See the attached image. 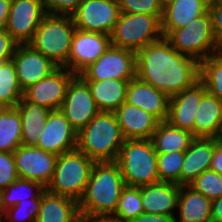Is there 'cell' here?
<instances>
[{
  "mask_svg": "<svg viewBox=\"0 0 222 222\" xmlns=\"http://www.w3.org/2000/svg\"><path fill=\"white\" fill-rule=\"evenodd\" d=\"M125 186L115 161L95 162L85 193L78 202L82 222H106L115 213Z\"/></svg>",
  "mask_w": 222,
  "mask_h": 222,
  "instance_id": "2",
  "label": "cell"
},
{
  "mask_svg": "<svg viewBox=\"0 0 222 222\" xmlns=\"http://www.w3.org/2000/svg\"><path fill=\"white\" fill-rule=\"evenodd\" d=\"M207 92L205 84L199 80L193 86L170 97L167 122L194 135L197 110L203 95Z\"/></svg>",
  "mask_w": 222,
  "mask_h": 222,
  "instance_id": "18",
  "label": "cell"
},
{
  "mask_svg": "<svg viewBox=\"0 0 222 222\" xmlns=\"http://www.w3.org/2000/svg\"><path fill=\"white\" fill-rule=\"evenodd\" d=\"M13 156L19 178L37 181L47 187L54 174L57 155L36 146L20 145Z\"/></svg>",
  "mask_w": 222,
  "mask_h": 222,
  "instance_id": "14",
  "label": "cell"
},
{
  "mask_svg": "<svg viewBox=\"0 0 222 222\" xmlns=\"http://www.w3.org/2000/svg\"><path fill=\"white\" fill-rule=\"evenodd\" d=\"M74 76L67 68L58 67L50 75L24 90L23 98L50 111L59 110L68 84Z\"/></svg>",
  "mask_w": 222,
  "mask_h": 222,
  "instance_id": "13",
  "label": "cell"
},
{
  "mask_svg": "<svg viewBox=\"0 0 222 222\" xmlns=\"http://www.w3.org/2000/svg\"><path fill=\"white\" fill-rule=\"evenodd\" d=\"M165 38L177 52L199 63L222 50L214 35L209 12L193 19L185 27L171 31Z\"/></svg>",
  "mask_w": 222,
  "mask_h": 222,
  "instance_id": "7",
  "label": "cell"
},
{
  "mask_svg": "<svg viewBox=\"0 0 222 222\" xmlns=\"http://www.w3.org/2000/svg\"><path fill=\"white\" fill-rule=\"evenodd\" d=\"M119 14L118 0H82L71 17L78 30L111 35Z\"/></svg>",
  "mask_w": 222,
  "mask_h": 222,
  "instance_id": "10",
  "label": "cell"
},
{
  "mask_svg": "<svg viewBox=\"0 0 222 222\" xmlns=\"http://www.w3.org/2000/svg\"><path fill=\"white\" fill-rule=\"evenodd\" d=\"M118 3L121 13H142L162 19L163 8L158 0H118Z\"/></svg>",
  "mask_w": 222,
  "mask_h": 222,
  "instance_id": "38",
  "label": "cell"
},
{
  "mask_svg": "<svg viewBox=\"0 0 222 222\" xmlns=\"http://www.w3.org/2000/svg\"><path fill=\"white\" fill-rule=\"evenodd\" d=\"M12 0H0V29H6Z\"/></svg>",
  "mask_w": 222,
  "mask_h": 222,
  "instance_id": "45",
  "label": "cell"
},
{
  "mask_svg": "<svg viewBox=\"0 0 222 222\" xmlns=\"http://www.w3.org/2000/svg\"><path fill=\"white\" fill-rule=\"evenodd\" d=\"M12 60L23 91L58 68L50 59L28 43L17 45Z\"/></svg>",
  "mask_w": 222,
  "mask_h": 222,
  "instance_id": "16",
  "label": "cell"
},
{
  "mask_svg": "<svg viewBox=\"0 0 222 222\" xmlns=\"http://www.w3.org/2000/svg\"><path fill=\"white\" fill-rule=\"evenodd\" d=\"M75 30L71 15L46 14L28 44L58 67L68 69V57Z\"/></svg>",
  "mask_w": 222,
  "mask_h": 222,
  "instance_id": "4",
  "label": "cell"
},
{
  "mask_svg": "<svg viewBox=\"0 0 222 222\" xmlns=\"http://www.w3.org/2000/svg\"><path fill=\"white\" fill-rule=\"evenodd\" d=\"M82 0H43L47 14L71 15Z\"/></svg>",
  "mask_w": 222,
  "mask_h": 222,
  "instance_id": "40",
  "label": "cell"
},
{
  "mask_svg": "<svg viewBox=\"0 0 222 222\" xmlns=\"http://www.w3.org/2000/svg\"><path fill=\"white\" fill-rule=\"evenodd\" d=\"M76 144L77 132L64 114L60 110L50 111L36 147L58 156L75 150Z\"/></svg>",
  "mask_w": 222,
  "mask_h": 222,
  "instance_id": "17",
  "label": "cell"
},
{
  "mask_svg": "<svg viewBox=\"0 0 222 222\" xmlns=\"http://www.w3.org/2000/svg\"><path fill=\"white\" fill-rule=\"evenodd\" d=\"M174 0H158L161 7L164 9L167 5L171 4Z\"/></svg>",
  "mask_w": 222,
  "mask_h": 222,
  "instance_id": "47",
  "label": "cell"
},
{
  "mask_svg": "<svg viewBox=\"0 0 222 222\" xmlns=\"http://www.w3.org/2000/svg\"><path fill=\"white\" fill-rule=\"evenodd\" d=\"M208 6L205 0H174L163 9L161 19L163 37L206 14Z\"/></svg>",
  "mask_w": 222,
  "mask_h": 222,
  "instance_id": "24",
  "label": "cell"
},
{
  "mask_svg": "<svg viewBox=\"0 0 222 222\" xmlns=\"http://www.w3.org/2000/svg\"><path fill=\"white\" fill-rule=\"evenodd\" d=\"M59 110L77 133L100 112L87 82L80 75H75L68 84Z\"/></svg>",
  "mask_w": 222,
  "mask_h": 222,
  "instance_id": "11",
  "label": "cell"
},
{
  "mask_svg": "<svg viewBox=\"0 0 222 222\" xmlns=\"http://www.w3.org/2000/svg\"><path fill=\"white\" fill-rule=\"evenodd\" d=\"M79 75L85 81L132 80L136 77V53L110 45L93 64H90Z\"/></svg>",
  "mask_w": 222,
  "mask_h": 222,
  "instance_id": "9",
  "label": "cell"
},
{
  "mask_svg": "<svg viewBox=\"0 0 222 222\" xmlns=\"http://www.w3.org/2000/svg\"><path fill=\"white\" fill-rule=\"evenodd\" d=\"M170 97L137 77L129 81L126 102L155 116L160 122L168 117Z\"/></svg>",
  "mask_w": 222,
  "mask_h": 222,
  "instance_id": "20",
  "label": "cell"
},
{
  "mask_svg": "<svg viewBox=\"0 0 222 222\" xmlns=\"http://www.w3.org/2000/svg\"><path fill=\"white\" fill-rule=\"evenodd\" d=\"M40 209V199L22 200L2 212V222H35Z\"/></svg>",
  "mask_w": 222,
  "mask_h": 222,
  "instance_id": "37",
  "label": "cell"
},
{
  "mask_svg": "<svg viewBox=\"0 0 222 222\" xmlns=\"http://www.w3.org/2000/svg\"><path fill=\"white\" fill-rule=\"evenodd\" d=\"M110 36L111 45L137 53L163 37L161 20L155 15L120 12Z\"/></svg>",
  "mask_w": 222,
  "mask_h": 222,
  "instance_id": "8",
  "label": "cell"
},
{
  "mask_svg": "<svg viewBox=\"0 0 222 222\" xmlns=\"http://www.w3.org/2000/svg\"><path fill=\"white\" fill-rule=\"evenodd\" d=\"M18 178L13 152L0 151V191L6 189Z\"/></svg>",
  "mask_w": 222,
  "mask_h": 222,
  "instance_id": "39",
  "label": "cell"
},
{
  "mask_svg": "<svg viewBox=\"0 0 222 222\" xmlns=\"http://www.w3.org/2000/svg\"><path fill=\"white\" fill-rule=\"evenodd\" d=\"M210 169L222 175V139L216 138L215 152Z\"/></svg>",
  "mask_w": 222,
  "mask_h": 222,
  "instance_id": "44",
  "label": "cell"
},
{
  "mask_svg": "<svg viewBox=\"0 0 222 222\" xmlns=\"http://www.w3.org/2000/svg\"><path fill=\"white\" fill-rule=\"evenodd\" d=\"M46 14L43 0H12L6 31L18 44H27Z\"/></svg>",
  "mask_w": 222,
  "mask_h": 222,
  "instance_id": "12",
  "label": "cell"
},
{
  "mask_svg": "<svg viewBox=\"0 0 222 222\" xmlns=\"http://www.w3.org/2000/svg\"><path fill=\"white\" fill-rule=\"evenodd\" d=\"M94 163L77 149L58 155L53 177L46 189L79 202L85 193Z\"/></svg>",
  "mask_w": 222,
  "mask_h": 222,
  "instance_id": "6",
  "label": "cell"
},
{
  "mask_svg": "<svg viewBox=\"0 0 222 222\" xmlns=\"http://www.w3.org/2000/svg\"><path fill=\"white\" fill-rule=\"evenodd\" d=\"M157 155L151 139H125L115 161L125 185L140 187L158 182Z\"/></svg>",
  "mask_w": 222,
  "mask_h": 222,
  "instance_id": "5",
  "label": "cell"
},
{
  "mask_svg": "<svg viewBox=\"0 0 222 222\" xmlns=\"http://www.w3.org/2000/svg\"><path fill=\"white\" fill-rule=\"evenodd\" d=\"M189 186L212 201L222 196V175L208 169L195 178Z\"/></svg>",
  "mask_w": 222,
  "mask_h": 222,
  "instance_id": "36",
  "label": "cell"
},
{
  "mask_svg": "<svg viewBox=\"0 0 222 222\" xmlns=\"http://www.w3.org/2000/svg\"><path fill=\"white\" fill-rule=\"evenodd\" d=\"M212 222H222V196L212 200Z\"/></svg>",
  "mask_w": 222,
  "mask_h": 222,
  "instance_id": "46",
  "label": "cell"
},
{
  "mask_svg": "<svg viewBox=\"0 0 222 222\" xmlns=\"http://www.w3.org/2000/svg\"><path fill=\"white\" fill-rule=\"evenodd\" d=\"M35 222H82L79 204L74 199L45 189L41 194L40 209Z\"/></svg>",
  "mask_w": 222,
  "mask_h": 222,
  "instance_id": "23",
  "label": "cell"
},
{
  "mask_svg": "<svg viewBox=\"0 0 222 222\" xmlns=\"http://www.w3.org/2000/svg\"><path fill=\"white\" fill-rule=\"evenodd\" d=\"M114 113L125 139H151L160 122L151 113L126 101Z\"/></svg>",
  "mask_w": 222,
  "mask_h": 222,
  "instance_id": "21",
  "label": "cell"
},
{
  "mask_svg": "<svg viewBox=\"0 0 222 222\" xmlns=\"http://www.w3.org/2000/svg\"><path fill=\"white\" fill-rule=\"evenodd\" d=\"M212 201L189 185L180 186L176 222H212ZM179 219V220H178ZM178 220V221H177Z\"/></svg>",
  "mask_w": 222,
  "mask_h": 222,
  "instance_id": "26",
  "label": "cell"
},
{
  "mask_svg": "<svg viewBox=\"0 0 222 222\" xmlns=\"http://www.w3.org/2000/svg\"><path fill=\"white\" fill-rule=\"evenodd\" d=\"M208 4H212L218 1H222V0H205Z\"/></svg>",
  "mask_w": 222,
  "mask_h": 222,
  "instance_id": "48",
  "label": "cell"
},
{
  "mask_svg": "<svg viewBox=\"0 0 222 222\" xmlns=\"http://www.w3.org/2000/svg\"><path fill=\"white\" fill-rule=\"evenodd\" d=\"M21 117V145L37 146L50 110L22 98L15 106Z\"/></svg>",
  "mask_w": 222,
  "mask_h": 222,
  "instance_id": "27",
  "label": "cell"
},
{
  "mask_svg": "<svg viewBox=\"0 0 222 222\" xmlns=\"http://www.w3.org/2000/svg\"><path fill=\"white\" fill-rule=\"evenodd\" d=\"M129 222H176V217L173 215L141 213Z\"/></svg>",
  "mask_w": 222,
  "mask_h": 222,
  "instance_id": "43",
  "label": "cell"
},
{
  "mask_svg": "<svg viewBox=\"0 0 222 222\" xmlns=\"http://www.w3.org/2000/svg\"><path fill=\"white\" fill-rule=\"evenodd\" d=\"M159 181L180 185V171L184 160V152L157 153Z\"/></svg>",
  "mask_w": 222,
  "mask_h": 222,
  "instance_id": "35",
  "label": "cell"
},
{
  "mask_svg": "<svg viewBox=\"0 0 222 222\" xmlns=\"http://www.w3.org/2000/svg\"><path fill=\"white\" fill-rule=\"evenodd\" d=\"M18 43L10 36L6 29H0V63L12 59Z\"/></svg>",
  "mask_w": 222,
  "mask_h": 222,
  "instance_id": "41",
  "label": "cell"
},
{
  "mask_svg": "<svg viewBox=\"0 0 222 222\" xmlns=\"http://www.w3.org/2000/svg\"><path fill=\"white\" fill-rule=\"evenodd\" d=\"M23 92L13 60L0 63V107H15Z\"/></svg>",
  "mask_w": 222,
  "mask_h": 222,
  "instance_id": "32",
  "label": "cell"
},
{
  "mask_svg": "<svg viewBox=\"0 0 222 222\" xmlns=\"http://www.w3.org/2000/svg\"><path fill=\"white\" fill-rule=\"evenodd\" d=\"M194 138L192 132L174 127L167 121H161L155 129L151 141L157 153L184 152Z\"/></svg>",
  "mask_w": 222,
  "mask_h": 222,
  "instance_id": "29",
  "label": "cell"
},
{
  "mask_svg": "<svg viewBox=\"0 0 222 222\" xmlns=\"http://www.w3.org/2000/svg\"><path fill=\"white\" fill-rule=\"evenodd\" d=\"M136 77L171 97L200 80V63L162 37L136 53Z\"/></svg>",
  "mask_w": 222,
  "mask_h": 222,
  "instance_id": "1",
  "label": "cell"
},
{
  "mask_svg": "<svg viewBox=\"0 0 222 222\" xmlns=\"http://www.w3.org/2000/svg\"><path fill=\"white\" fill-rule=\"evenodd\" d=\"M124 140L115 113L100 111L77 133L76 149L94 162H114Z\"/></svg>",
  "mask_w": 222,
  "mask_h": 222,
  "instance_id": "3",
  "label": "cell"
},
{
  "mask_svg": "<svg viewBox=\"0 0 222 222\" xmlns=\"http://www.w3.org/2000/svg\"><path fill=\"white\" fill-rule=\"evenodd\" d=\"M200 80L207 91L222 102V50L200 63Z\"/></svg>",
  "mask_w": 222,
  "mask_h": 222,
  "instance_id": "34",
  "label": "cell"
},
{
  "mask_svg": "<svg viewBox=\"0 0 222 222\" xmlns=\"http://www.w3.org/2000/svg\"><path fill=\"white\" fill-rule=\"evenodd\" d=\"M179 193L180 185L171 182L158 181L141 186L144 213L175 216Z\"/></svg>",
  "mask_w": 222,
  "mask_h": 222,
  "instance_id": "22",
  "label": "cell"
},
{
  "mask_svg": "<svg viewBox=\"0 0 222 222\" xmlns=\"http://www.w3.org/2000/svg\"><path fill=\"white\" fill-rule=\"evenodd\" d=\"M2 212L0 211V222H2Z\"/></svg>",
  "mask_w": 222,
  "mask_h": 222,
  "instance_id": "49",
  "label": "cell"
},
{
  "mask_svg": "<svg viewBox=\"0 0 222 222\" xmlns=\"http://www.w3.org/2000/svg\"><path fill=\"white\" fill-rule=\"evenodd\" d=\"M130 80L86 81L99 111L114 112L126 101Z\"/></svg>",
  "mask_w": 222,
  "mask_h": 222,
  "instance_id": "28",
  "label": "cell"
},
{
  "mask_svg": "<svg viewBox=\"0 0 222 222\" xmlns=\"http://www.w3.org/2000/svg\"><path fill=\"white\" fill-rule=\"evenodd\" d=\"M110 45V35L76 29L68 57V70L79 75L90 64H93Z\"/></svg>",
  "mask_w": 222,
  "mask_h": 222,
  "instance_id": "15",
  "label": "cell"
},
{
  "mask_svg": "<svg viewBox=\"0 0 222 222\" xmlns=\"http://www.w3.org/2000/svg\"><path fill=\"white\" fill-rule=\"evenodd\" d=\"M46 189L40 182L18 178L6 189L0 191V211L15 206L22 200L41 199L42 192Z\"/></svg>",
  "mask_w": 222,
  "mask_h": 222,
  "instance_id": "31",
  "label": "cell"
},
{
  "mask_svg": "<svg viewBox=\"0 0 222 222\" xmlns=\"http://www.w3.org/2000/svg\"><path fill=\"white\" fill-rule=\"evenodd\" d=\"M22 124L16 107H0V151L14 152L21 145Z\"/></svg>",
  "mask_w": 222,
  "mask_h": 222,
  "instance_id": "30",
  "label": "cell"
},
{
  "mask_svg": "<svg viewBox=\"0 0 222 222\" xmlns=\"http://www.w3.org/2000/svg\"><path fill=\"white\" fill-rule=\"evenodd\" d=\"M195 137H222V102L208 91L203 95L195 117Z\"/></svg>",
  "mask_w": 222,
  "mask_h": 222,
  "instance_id": "25",
  "label": "cell"
},
{
  "mask_svg": "<svg viewBox=\"0 0 222 222\" xmlns=\"http://www.w3.org/2000/svg\"><path fill=\"white\" fill-rule=\"evenodd\" d=\"M208 12L211 17L214 35L222 45V1L209 4Z\"/></svg>",
  "mask_w": 222,
  "mask_h": 222,
  "instance_id": "42",
  "label": "cell"
},
{
  "mask_svg": "<svg viewBox=\"0 0 222 222\" xmlns=\"http://www.w3.org/2000/svg\"><path fill=\"white\" fill-rule=\"evenodd\" d=\"M216 138L195 137L189 148L184 151L180 171V186L189 185L204 171L210 169L215 152Z\"/></svg>",
  "mask_w": 222,
  "mask_h": 222,
  "instance_id": "19",
  "label": "cell"
},
{
  "mask_svg": "<svg viewBox=\"0 0 222 222\" xmlns=\"http://www.w3.org/2000/svg\"><path fill=\"white\" fill-rule=\"evenodd\" d=\"M144 213L141 186H125L122 189L115 213L106 222H129Z\"/></svg>",
  "mask_w": 222,
  "mask_h": 222,
  "instance_id": "33",
  "label": "cell"
}]
</instances>
